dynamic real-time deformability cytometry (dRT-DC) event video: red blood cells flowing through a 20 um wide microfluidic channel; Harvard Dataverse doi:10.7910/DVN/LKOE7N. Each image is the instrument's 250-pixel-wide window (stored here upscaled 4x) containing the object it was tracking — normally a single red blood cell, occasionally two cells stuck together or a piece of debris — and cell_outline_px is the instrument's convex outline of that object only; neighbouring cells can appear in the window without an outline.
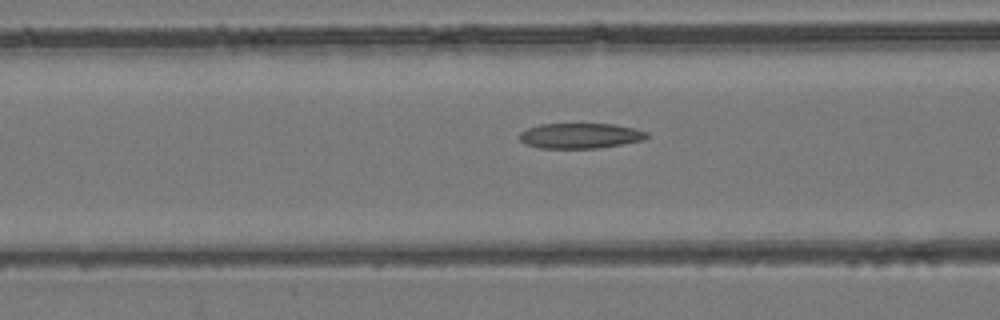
{"species": "common noctule bat (a hibernating species)", "species_latin": "Nyctalus noctula", "temperature_condition": "room temperature", "stored_images_in_passage": 40, "camera_frame_rate_fps": 3000, "um_per_image_px": 0.085, "animal": {"sex": "female", "body_mass_g": 24.6, "forearm_length_mm": 56.2}, "frame": {"image": 1, "passage_image": 17, "time_ms": 5.333, "image_size_px": [1000, 320], "cell_outline_px": [[648, 136], [644, 140], [596, 148], [540, 148], [524, 144], [520, 140], [520, 132], [528, 128], [540, 124], [612, 124], [636, 128], [648, 132]], "centroid_in_image_um": [49.32, 11.53], "position_along_channel_um": 117.3, "area_um2": 18.73}}
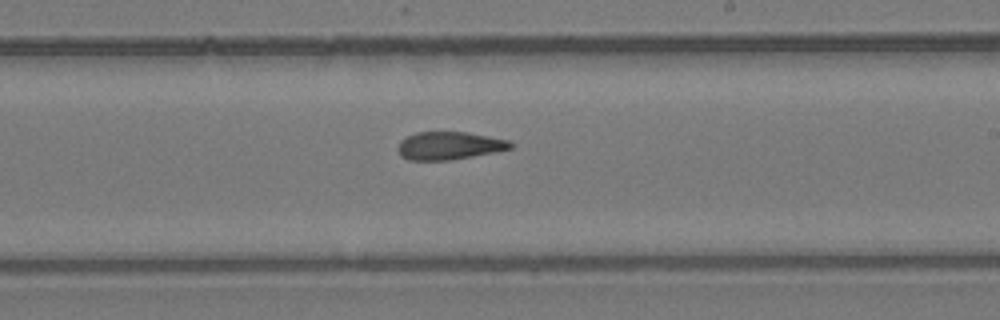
{"frame": {"image": 2, "passage_image": 26, "time_ms": 8.333, "image_size_px": [1000, 320], "cell_outline_px": [[512, 148], [496, 152], [452, 160], [408, 160], [400, 156], [396, 148], [400, 140], [416, 132], [468, 132], [508, 140], [512, 144]], "centroid_in_image_um": [38.15, 12.39], "position_along_channel_um": 250.9, "area_um2": 18.44}}
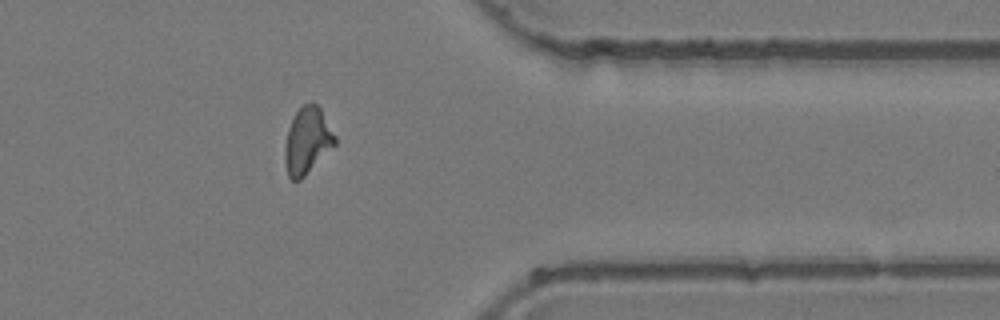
{"frame": {"image": 3, "passage_image": 36, "time_ms": 11.667, "image_size_px": [1000, 320], "cell_outline_px": [[336, 144], [300, 180], [292, 180], [288, 176], [284, 164], [284, 148], [288, 128], [296, 112], [304, 104], [316, 104], [320, 108], [336, 136]], "centroid_in_image_um": [26.1, 11.99], "position_along_channel_um": 385.3, "area_um2": 19.25}}